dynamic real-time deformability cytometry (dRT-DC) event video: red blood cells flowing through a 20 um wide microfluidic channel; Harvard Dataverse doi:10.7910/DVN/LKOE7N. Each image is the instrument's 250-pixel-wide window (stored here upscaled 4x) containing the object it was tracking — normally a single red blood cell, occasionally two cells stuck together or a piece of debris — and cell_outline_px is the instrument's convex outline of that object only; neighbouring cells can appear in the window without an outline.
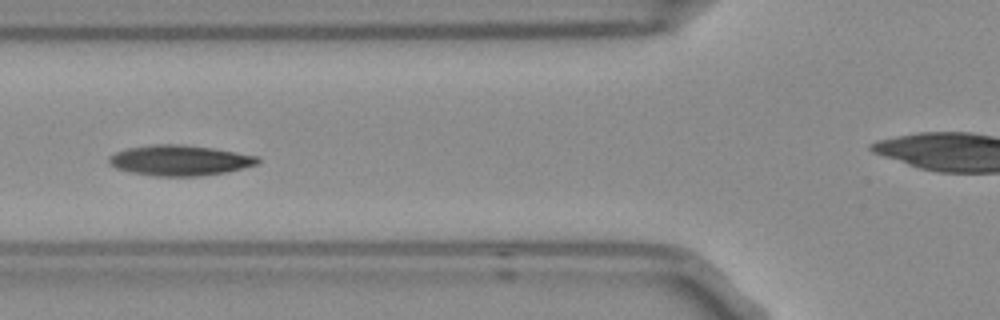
{"species": "Egyptian fruit bat (a non-hibernating species)", "species_latin": "Rousettus aegyptiacus", "temperature_condition": "room temperature", "stored_images_in_passage": 5, "camera_frame_rate_fps": 3000, "um_per_image_px": 0.085, "frame": {"image": 1, "passage_image": 5, "time_ms": 1.333, "image_size_px": [1000, 320], "cell_outline_px": [[260, 160], [256, 164], [228, 172], [200, 176], [156, 176], [132, 172], [116, 168], [108, 164], [108, 156], [116, 152], [128, 148], [156, 144], [176, 144], [212, 148], [256, 156]], "centroid_in_image_um": [15.24, 13.64], "position_along_channel_um": 110.6, "area_um2": 26.13}}